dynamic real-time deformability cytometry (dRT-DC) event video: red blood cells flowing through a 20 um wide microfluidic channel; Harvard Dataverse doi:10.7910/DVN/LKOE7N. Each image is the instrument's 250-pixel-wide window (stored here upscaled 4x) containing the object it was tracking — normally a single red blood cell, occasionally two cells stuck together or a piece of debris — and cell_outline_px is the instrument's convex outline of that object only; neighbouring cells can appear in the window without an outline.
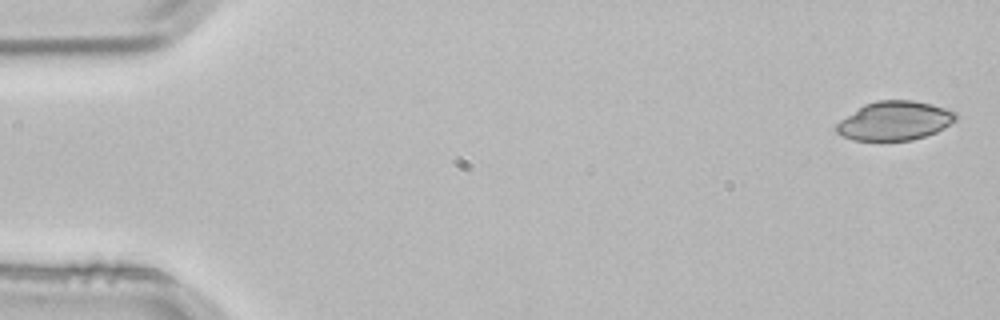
{"species": "common noctule bat (a hibernating species)", "species_latin": "Nyctalus noctula", "temperature_condition": "room temperature", "stored_images_in_passage": 4, "segment_of_instrument_passage": [1, 2], "camera_frame_rate_fps": 3000, "um_per_image_px": 0.085, "animal": {"sex": "male", "body_mass_g": 21.5, "forearm_length_mm": 52.0}, "frame": {"image": 1, "passage_image": 1, "time_ms": 0.0, "image_size_px": [1000, 320], "cell_outline_px": [[956, 120], [944, 128], [936, 132], [912, 140], [852, 140], [840, 136], [836, 132], [836, 124], [840, 120], [864, 104], [876, 100], [912, 100], [932, 104], [956, 112]], "centroid_in_image_um": [76.02, 10.26], "position_along_channel_um": 9.0, "area_um2": 27.11}}